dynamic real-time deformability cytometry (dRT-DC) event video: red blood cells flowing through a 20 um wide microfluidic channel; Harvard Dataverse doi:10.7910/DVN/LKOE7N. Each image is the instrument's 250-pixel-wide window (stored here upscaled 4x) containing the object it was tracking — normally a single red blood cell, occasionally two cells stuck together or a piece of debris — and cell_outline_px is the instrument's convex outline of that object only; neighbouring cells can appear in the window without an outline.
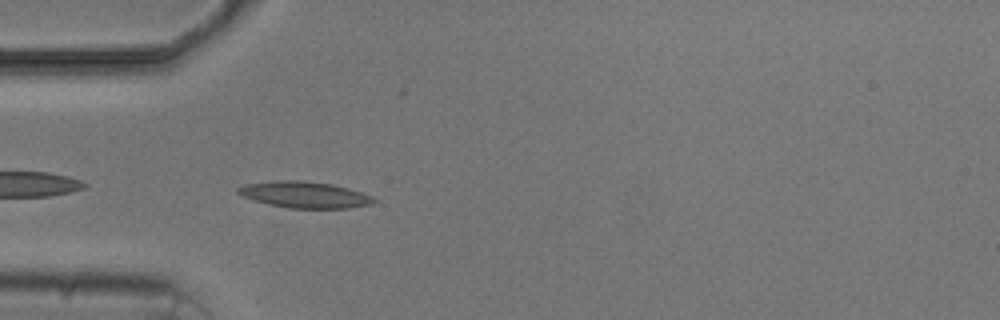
{"species": "common noctule bat (a hibernating species)", "species_latin": "Nyctalus noctula", "temperature_condition": "cold", "stored_images_in_passage": 5, "camera_frame_rate_fps": 3000, "um_per_image_px": 0.085, "animal": {"sex": "male", "body_mass_g": 20.5, "forearm_length_mm": 52.5}, "frame": {"image": 1, "passage_image": 5, "time_ms": 4.667, "image_size_px": [1000, 320], "cell_outline_px": [[376, 200], [372, 204], [348, 208], [288, 208], [268, 204], [244, 196], [236, 192], [236, 188], [244, 184], [272, 180], [300, 180], [332, 184], [348, 188], [372, 196]], "centroid_in_image_um": [25.87, 16.54], "position_along_channel_um": 59.1, "area_um2": 20.81}}